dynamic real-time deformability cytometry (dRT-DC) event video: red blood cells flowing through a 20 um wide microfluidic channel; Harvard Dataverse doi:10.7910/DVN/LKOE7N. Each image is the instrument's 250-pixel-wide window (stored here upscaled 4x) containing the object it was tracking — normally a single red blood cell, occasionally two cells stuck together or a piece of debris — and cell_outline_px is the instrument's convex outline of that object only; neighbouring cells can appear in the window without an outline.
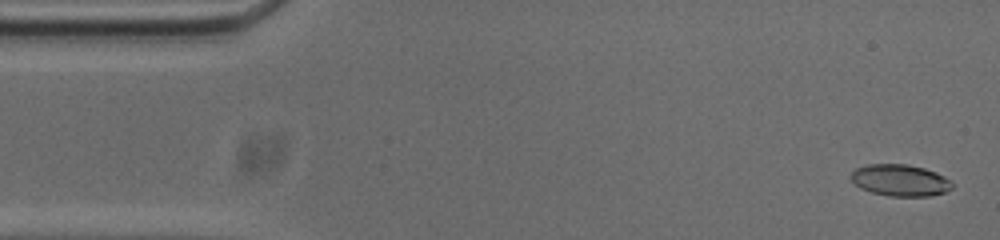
{"species": "common noctule bat (a hibernating species)", "species_latin": "Nyctalus noctula", "temperature_condition": "cold", "stored_images_in_passage": 52, "camera_frame_rate_fps": 3000, "um_per_image_px": 0.085, "animal": {"sex": "male", "body_mass_g": 20.0, "forearm_length_mm": 53.3}, "frame": {"image": 1, "passage_image": 1, "time_ms": 0.0, "image_size_px": [1000, 240], "cell_outline_px": [[952, 188], [944, 192], [932, 196], [888, 196], [872, 192], [860, 188], [848, 176], [856, 168], [868, 164], [908, 164], [924, 168], [936, 172], [944, 176], [952, 184]], "centroid_in_image_um": [76.49, 15.32], "position_along_channel_um": 8.5, "area_um2": 18.67}}
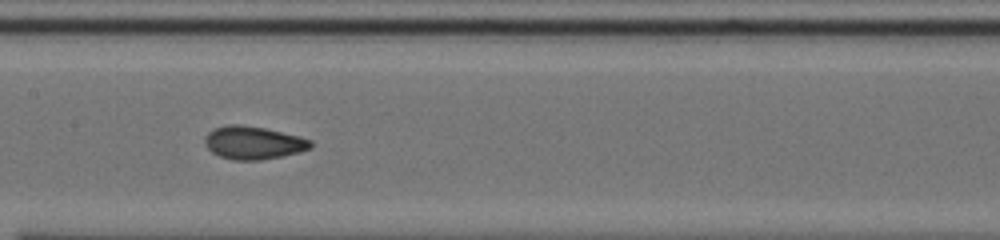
{"frame": {"image": 2, "passage_image": 24, "time_ms": 7.667, "image_size_px": [1000, 240], "cell_outline_px": [[312, 148], [300, 152], [260, 160], [236, 160], [220, 156], [212, 152], [204, 144], [204, 140], [208, 132], [212, 128], [228, 124], [240, 124], [264, 128], [300, 136], [312, 140]], "centroid_in_image_um": [21.53, 12.12], "position_along_channel_um": 185.9, "area_um2": 20.4}}
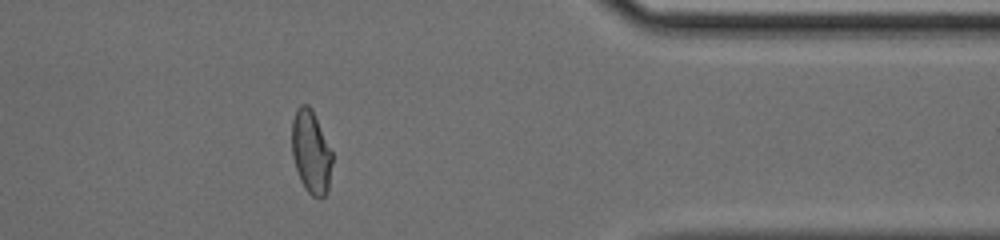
{"frame": {"image": 3, "passage_image": 42, "time_ms": 13.667, "image_size_px": [1000, 240], "cell_outline_px": [[332, 164], [328, 188], [324, 196], [320, 200], [312, 196], [304, 188], [300, 180], [292, 156], [292, 120], [296, 108], [300, 104], [308, 104], [312, 108], [332, 152]], "centroid_in_image_um": [26.43, 12.91], "position_along_channel_um": 385.0, "area_um2": 19.71}, "authors_computed_cell_mechanics": {"area_um2": 19.6809, "velocity_mm_per_s": 3.7335, "shape_relaxation_time_tau1_ms": 7.8672, "shape_relaxation_time_tau2_ms": 1.3389, "deformation_change_tau1": 0.2124, "deformation_change_tau2": 0.0613}}